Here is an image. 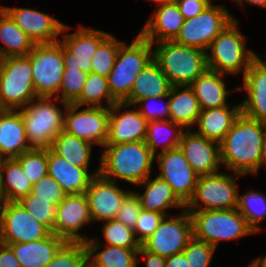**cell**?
I'll return each instance as SVG.
<instances>
[{
    "label": "cell",
    "instance_id": "6da1fadb",
    "mask_svg": "<svg viewBox=\"0 0 266 267\" xmlns=\"http://www.w3.org/2000/svg\"><path fill=\"white\" fill-rule=\"evenodd\" d=\"M265 126L240 113L220 142V159L226 171L244 176L258 174Z\"/></svg>",
    "mask_w": 266,
    "mask_h": 267
},
{
    "label": "cell",
    "instance_id": "7a4b0ae2",
    "mask_svg": "<svg viewBox=\"0 0 266 267\" xmlns=\"http://www.w3.org/2000/svg\"><path fill=\"white\" fill-rule=\"evenodd\" d=\"M102 148L99 174L104 178L138 185L151 176L155 155L144 141L105 144Z\"/></svg>",
    "mask_w": 266,
    "mask_h": 267
},
{
    "label": "cell",
    "instance_id": "3957f363",
    "mask_svg": "<svg viewBox=\"0 0 266 267\" xmlns=\"http://www.w3.org/2000/svg\"><path fill=\"white\" fill-rule=\"evenodd\" d=\"M153 60L172 86H190L206 69V52L174 41L152 43Z\"/></svg>",
    "mask_w": 266,
    "mask_h": 267
},
{
    "label": "cell",
    "instance_id": "277c9868",
    "mask_svg": "<svg viewBox=\"0 0 266 267\" xmlns=\"http://www.w3.org/2000/svg\"><path fill=\"white\" fill-rule=\"evenodd\" d=\"M239 20H234L211 42L206 51L207 68L221 74L245 72L255 60V52L246 48V36L239 30ZM210 49V51H209Z\"/></svg>",
    "mask_w": 266,
    "mask_h": 267
},
{
    "label": "cell",
    "instance_id": "5b68a950",
    "mask_svg": "<svg viewBox=\"0 0 266 267\" xmlns=\"http://www.w3.org/2000/svg\"><path fill=\"white\" fill-rule=\"evenodd\" d=\"M38 100V101H37ZM18 109L25 126L26 140L31 149H47L63 131L64 112L55 97H37ZM35 101V102H34Z\"/></svg>",
    "mask_w": 266,
    "mask_h": 267
},
{
    "label": "cell",
    "instance_id": "8992f818",
    "mask_svg": "<svg viewBox=\"0 0 266 267\" xmlns=\"http://www.w3.org/2000/svg\"><path fill=\"white\" fill-rule=\"evenodd\" d=\"M153 60V45L139 33L130 45L124 42L108 75L111 95L123 102L130 94L138 74Z\"/></svg>",
    "mask_w": 266,
    "mask_h": 267
},
{
    "label": "cell",
    "instance_id": "52a82bcc",
    "mask_svg": "<svg viewBox=\"0 0 266 267\" xmlns=\"http://www.w3.org/2000/svg\"><path fill=\"white\" fill-rule=\"evenodd\" d=\"M193 222V236L217 248L219 242L256 233L238 208L228 210L188 211Z\"/></svg>",
    "mask_w": 266,
    "mask_h": 267
},
{
    "label": "cell",
    "instance_id": "ba28073f",
    "mask_svg": "<svg viewBox=\"0 0 266 267\" xmlns=\"http://www.w3.org/2000/svg\"><path fill=\"white\" fill-rule=\"evenodd\" d=\"M28 56L0 59V109L18 110L37 98Z\"/></svg>",
    "mask_w": 266,
    "mask_h": 267
},
{
    "label": "cell",
    "instance_id": "9c48e42d",
    "mask_svg": "<svg viewBox=\"0 0 266 267\" xmlns=\"http://www.w3.org/2000/svg\"><path fill=\"white\" fill-rule=\"evenodd\" d=\"M244 176L223 171L199 176L192 199L186 205L187 211L228 210L238 208L239 189L234 177Z\"/></svg>",
    "mask_w": 266,
    "mask_h": 267
},
{
    "label": "cell",
    "instance_id": "30bf717a",
    "mask_svg": "<svg viewBox=\"0 0 266 267\" xmlns=\"http://www.w3.org/2000/svg\"><path fill=\"white\" fill-rule=\"evenodd\" d=\"M31 60L33 86L38 97H57L64 73L63 45L35 44L27 55Z\"/></svg>",
    "mask_w": 266,
    "mask_h": 267
},
{
    "label": "cell",
    "instance_id": "8fae6325",
    "mask_svg": "<svg viewBox=\"0 0 266 267\" xmlns=\"http://www.w3.org/2000/svg\"><path fill=\"white\" fill-rule=\"evenodd\" d=\"M234 20L238 19L225 6L211 3L194 18L186 19L173 41L206 52L214 38Z\"/></svg>",
    "mask_w": 266,
    "mask_h": 267
},
{
    "label": "cell",
    "instance_id": "7c38bea8",
    "mask_svg": "<svg viewBox=\"0 0 266 267\" xmlns=\"http://www.w3.org/2000/svg\"><path fill=\"white\" fill-rule=\"evenodd\" d=\"M192 237L193 222L191 214L185 209L178 216H165L141 246L151 253L167 258L182 253Z\"/></svg>",
    "mask_w": 266,
    "mask_h": 267
},
{
    "label": "cell",
    "instance_id": "4fadbf2b",
    "mask_svg": "<svg viewBox=\"0 0 266 267\" xmlns=\"http://www.w3.org/2000/svg\"><path fill=\"white\" fill-rule=\"evenodd\" d=\"M51 231L19 202H2L0 205V242L6 245L42 240Z\"/></svg>",
    "mask_w": 266,
    "mask_h": 267
},
{
    "label": "cell",
    "instance_id": "5bb4252c",
    "mask_svg": "<svg viewBox=\"0 0 266 267\" xmlns=\"http://www.w3.org/2000/svg\"><path fill=\"white\" fill-rule=\"evenodd\" d=\"M68 104L64 111L63 131L103 147L107 142L110 108Z\"/></svg>",
    "mask_w": 266,
    "mask_h": 267
},
{
    "label": "cell",
    "instance_id": "9a60e30c",
    "mask_svg": "<svg viewBox=\"0 0 266 267\" xmlns=\"http://www.w3.org/2000/svg\"><path fill=\"white\" fill-rule=\"evenodd\" d=\"M74 33H68L70 27L64 25L59 40L63 45V62L65 68H80L84 73L92 72V57L98 46L111 34L94 28L78 25Z\"/></svg>",
    "mask_w": 266,
    "mask_h": 267
},
{
    "label": "cell",
    "instance_id": "2e32d148",
    "mask_svg": "<svg viewBox=\"0 0 266 267\" xmlns=\"http://www.w3.org/2000/svg\"><path fill=\"white\" fill-rule=\"evenodd\" d=\"M160 169L157 177L166 181L177 197L187 205L192 199L199 175L193 170L180 148L155 155Z\"/></svg>",
    "mask_w": 266,
    "mask_h": 267
},
{
    "label": "cell",
    "instance_id": "e0dca14e",
    "mask_svg": "<svg viewBox=\"0 0 266 267\" xmlns=\"http://www.w3.org/2000/svg\"><path fill=\"white\" fill-rule=\"evenodd\" d=\"M93 222L85 193L66 194L63 201L57 205L53 234L66 242L85 243L89 237L78 231L84 225Z\"/></svg>",
    "mask_w": 266,
    "mask_h": 267
},
{
    "label": "cell",
    "instance_id": "ac0fdd59",
    "mask_svg": "<svg viewBox=\"0 0 266 267\" xmlns=\"http://www.w3.org/2000/svg\"><path fill=\"white\" fill-rule=\"evenodd\" d=\"M115 181L95 175L85 191L92 221L115 219L119 208L131 191H124Z\"/></svg>",
    "mask_w": 266,
    "mask_h": 267
},
{
    "label": "cell",
    "instance_id": "d6986e66",
    "mask_svg": "<svg viewBox=\"0 0 266 267\" xmlns=\"http://www.w3.org/2000/svg\"><path fill=\"white\" fill-rule=\"evenodd\" d=\"M178 147L199 176L220 172V143L190 129L184 131Z\"/></svg>",
    "mask_w": 266,
    "mask_h": 267
},
{
    "label": "cell",
    "instance_id": "ffe728a7",
    "mask_svg": "<svg viewBox=\"0 0 266 267\" xmlns=\"http://www.w3.org/2000/svg\"><path fill=\"white\" fill-rule=\"evenodd\" d=\"M6 13L35 44L55 43L64 23L44 12L22 7H6Z\"/></svg>",
    "mask_w": 266,
    "mask_h": 267
},
{
    "label": "cell",
    "instance_id": "44dd1931",
    "mask_svg": "<svg viewBox=\"0 0 266 267\" xmlns=\"http://www.w3.org/2000/svg\"><path fill=\"white\" fill-rule=\"evenodd\" d=\"M131 107L125 102H116L110 107L106 144L145 141L148 121L138 109L124 110Z\"/></svg>",
    "mask_w": 266,
    "mask_h": 267
},
{
    "label": "cell",
    "instance_id": "7402d4cb",
    "mask_svg": "<svg viewBox=\"0 0 266 267\" xmlns=\"http://www.w3.org/2000/svg\"><path fill=\"white\" fill-rule=\"evenodd\" d=\"M247 92L241 104V113L266 125V68L255 59L243 76L242 86L235 88Z\"/></svg>",
    "mask_w": 266,
    "mask_h": 267
},
{
    "label": "cell",
    "instance_id": "603a6c76",
    "mask_svg": "<svg viewBox=\"0 0 266 267\" xmlns=\"http://www.w3.org/2000/svg\"><path fill=\"white\" fill-rule=\"evenodd\" d=\"M154 10V14L150 16L139 34L151 44L173 41L185 21L178 4L175 0H170Z\"/></svg>",
    "mask_w": 266,
    "mask_h": 267
},
{
    "label": "cell",
    "instance_id": "cb8c5ba5",
    "mask_svg": "<svg viewBox=\"0 0 266 267\" xmlns=\"http://www.w3.org/2000/svg\"><path fill=\"white\" fill-rule=\"evenodd\" d=\"M89 169L73 165L48 148V176L54 178L66 194L85 193L92 178L99 174V167L93 173H89Z\"/></svg>",
    "mask_w": 266,
    "mask_h": 267
},
{
    "label": "cell",
    "instance_id": "d4e9b609",
    "mask_svg": "<svg viewBox=\"0 0 266 267\" xmlns=\"http://www.w3.org/2000/svg\"><path fill=\"white\" fill-rule=\"evenodd\" d=\"M29 150L20 111L0 109V156L16 158Z\"/></svg>",
    "mask_w": 266,
    "mask_h": 267
},
{
    "label": "cell",
    "instance_id": "484cf974",
    "mask_svg": "<svg viewBox=\"0 0 266 267\" xmlns=\"http://www.w3.org/2000/svg\"><path fill=\"white\" fill-rule=\"evenodd\" d=\"M65 243L64 239L51 232L42 240L14 243L9 246L21 267H46Z\"/></svg>",
    "mask_w": 266,
    "mask_h": 267
},
{
    "label": "cell",
    "instance_id": "4316f807",
    "mask_svg": "<svg viewBox=\"0 0 266 267\" xmlns=\"http://www.w3.org/2000/svg\"><path fill=\"white\" fill-rule=\"evenodd\" d=\"M241 113V104L201 110L195 132L209 140L220 143Z\"/></svg>",
    "mask_w": 266,
    "mask_h": 267
},
{
    "label": "cell",
    "instance_id": "83f0119b",
    "mask_svg": "<svg viewBox=\"0 0 266 267\" xmlns=\"http://www.w3.org/2000/svg\"><path fill=\"white\" fill-rule=\"evenodd\" d=\"M138 185L145 186L143 194L136 192L140 198L142 210L169 216L167 211L170 207L186 209V205L177 197L171 186L159 177L152 179L149 176Z\"/></svg>",
    "mask_w": 266,
    "mask_h": 267
},
{
    "label": "cell",
    "instance_id": "f1b7e54d",
    "mask_svg": "<svg viewBox=\"0 0 266 267\" xmlns=\"http://www.w3.org/2000/svg\"><path fill=\"white\" fill-rule=\"evenodd\" d=\"M172 85L159 65L152 60L136 77L129 96L123 101L132 106L147 97L169 95Z\"/></svg>",
    "mask_w": 266,
    "mask_h": 267
},
{
    "label": "cell",
    "instance_id": "f546056e",
    "mask_svg": "<svg viewBox=\"0 0 266 267\" xmlns=\"http://www.w3.org/2000/svg\"><path fill=\"white\" fill-rule=\"evenodd\" d=\"M227 75L206 69L191 85L201 110L220 108L229 105L224 78Z\"/></svg>",
    "mask_w": 266,
    "mask_h": 267
},
{
    "label": "cell",
    "instance_id": "4dcf8cb0",
    "mask_svg": "<svg viewBox=\"0 0 266 267\" xmlns=\"http://www.w3.org/2000/svg\"><path fill=\"white\" fill-rule=\"evenodd\" d=\"M183 88V89H182ZM169 119L190 130L201 112L199 102L190 86H172L169 92Z\"/></svg>",
    "mask_w": 266,
    "mask_h": 267
},
{
    "label": "cell",
    "instance_id": "1f68e13d",
    "mask_svg": "<svg viewBox=\"0 0 266 267\" xmlns=\"http://www.w3.org/2000/svg\"><path fill=\"white\" fill-rule=\"evenodd\" d=\"M100 238H89L85 242L88 259L97 267H137L139 249H126L104 245ZM103 246V249L101 250ZM99 250V252H98ZM101 250V251H100ZM138 261V262H137Z\"/></svg>",
    "mask_w": 266,
    "mask_h": 267
},
{
    "label": "cell",
    "instance_id": "d6a6232c",
    "mask_svg": "<svg viewBox=\"0 0 266 267\" xmlns=\"http://www.w3.org/2000/svg\"><path fill=\"white\" fill-rule=\"evenodd\" d=\"M33 185L26 178L15 158H5L2 165L0 199L2 202H19L31 193Z\"/></svg>",
    "mask_w": 266,
    "mask_h": 267
},
{
    "label": "cell",
    "instance_id": "836d02e7",
    "mask_svg": "<svg viewBox=\"0 0 266 267\" xmlns=\"http://www.w3.org/2000/svg\"><path fill=\"white\" fill-rule=\"evenodd\" d=\"M184 131L185 129L181 125L170 119L148 121L144 142L156 155L159 147L162 148L159 153L178 148Z\"/></svg>",
    "mask_w": 266,
    "mask_h": 267
},
{
    "label": "cell",
    "instance_id": "e575fe53",
    "mask_svg": "<svg viewBox=\"0 0 266 267\" xmlns=\"http://www.w3.org/2000/svg\"><path fill=\"white\" fill-rule=\"evenodd\" d=\"M0 59L8 56H27L35 42L5 13L0 19Z\"/></svg>",
    "mask_w": 266,
    "mask_h": 267
},
{
    "label": "cell",
    "instance_id": "d590c367",
    "mask_svg": "<svg viewBox=\"0 0 266 267\" xmlns=\"http://www.w3.org/2000/svg\"><path fill=\"white\" fill-rule=\"evenodd\" d=\"M92 146L90 142L62 131L55 137L50 149L75 166L90 168Z\"/></svg>",
    "mask_w": 266,
    "mask_h": 267
},
{
    "label": "cell",
    "instance_id": "8d00e7d4",
    "mask_svg": "<svg viewBox=\"0 0 266 267\" xmlns=\"http://www.w3.org/2000/svg\"><path fill=\"white\" fill-rule=\"evenodd\" d=\"M110 108L118 102L110 93L107 77L96 73H89L80 96L72 103L74 105Z\"/></svg>",
    "mask_w": 266,
    "mask_h": 267
},
{
    "label": "cell",
    "instance_id": "74e56055",
    "mask_svg": "<svg viewBox=\"0 0 266 267\" xmlns=\"http://www.w3.org/2000/svg\"><path fill=\"white\" fill-rule=\"evenodd\" d=\"M238 210L257 233L261 230L258 223L266 219V195L254 189L243 194L239 192Z\"/></svg>",
    "mask_w": 266,
    "mask_h": 267
},
{
    "label": "cell",
    "instance_id": "f35d334b",
    "mask_svg": "<svg viewBox=\"0 0 266 267\" xmlns=\"http://www.w3.org/2000/svg\"><path fill=\"white\" fill-rule=\"evenodd\" d=\"M21 165L26 178L35 185L41 178L48 175V148L31 149L15 158Z\"/></svg>",
    "mask_w": 266,
    "mask_h": 267
},
{
    "label": "cell",
    "instance_id": "ab89813d",
    "mask_svg": "<svg viewBox=\"0 0 266 267\" xmlns=\"http://www.w3.org/2000/svg\"><path fill=\"white\" fill-rule=\"evenodd\" d=\"M123 43V41L110 34L98 46L96 53L92 57V72L108 77L114 66L119 48Z\"/></svg>",
    "mask_w": 266,
    "mask_h": 267
},
{
    "label": "cell",
    "instance_id": "60d3db41",
    "mask_svg": "<svg viewBox=\"0 0 266 267\" xmlns=\"http://www.w3.org/2000/svg\"><path fill=\"white\" fill-rule=\"evenodd\" d=\"M104 245L118 246L126 249H139L140 243L136 240L134 230L125 226L116 219L102 222Z\"/></svg>",
    "mask_w": 266,
    "mask_h": 267
},
{
    "label": "cell",
    "instance_id": "b9f144b4",
    "mask_svg": "<svg viewBox=\"0 0 266 267\" xmlns=\"http://www.w3.org/2000/svg\"><path fill=\"white\" fill-rule=\"evenodd\" d=\"M87 76L88 74L84 73L80 68H64L62 83L56 97L60 100L64 109L80 96Z\"/></svg>",
    "mask_w": 266,
    "mask_h": 267
},
{
    "label": "cell",
    "instance_id": "7bdbcfd3",
    "mask_svg": "<svg viewBox=\"0 0 266 267\" xmlns=\"http://www.w3.org/2000/svg\"><path fill=\"white\" fill-rule=\"evenodd\" d=\"M87 259L85 243L66 242L46 267H82Z\"/></svg>",
    "mask_w": 266,
    "mask_h": 267
},
{
    "label": "cell",
    "instance_id": "ee69618b",
    "mask_svg": "<svg viewBox=\"0 0 266 267\" xmlns=\"http://www.w3.org/2000/svg\"><path fill=\"white\" fill-rule=\"evenodd\" d=\"M19 203L28 211V213L45 225L50 231L56 219L57 205L50 200L37 199L33 194L23 197Z\"/></svg>",
    "mask_w": 266,
    "mask_h": 267
},
{
    "label": "cell",
    "instance_id": "f6af8a7d",
    "mask_svg": "<svg viewBox=\"0 0 266 267\" xmlns=\"http://www.w3.org/2000/svg\"><path fill=\"white\" fill-rule=\"evenodd\" d=\"M215 251L216 248L214 246L193 236L183 253L188 261L189 267H210Z\"/></svg>",
    "mask_w": 266,
    "mask_h": 267
},
{
    "label": "cell",
    "instance_id": "bcb514c9",
    "mask_svg": "<svg viewBox=\"0 0 266 267\" xmlns=\"http://www.w3.org/2000/svg\"><path fill=\"white\" fill-rule=\"evenodd\" d=\"M31 194L37 199L50 200L54 205H59L66 196L60 184L48 175L33 185Z\"/></svg>",
    "mask_w": 266,
    "mask_h": 267
},
{
    "label": "cell",
    "instance_id": "7dc6e473",
    "mask_svg": "<svg viewBox=\"0 0 266 267\" xmlns=\"http://www.w3.org/2000/svg\"><path fill=\"white\" fill-rule=\"evenodd\" d=\"M141 211L140 198L135 191H131L122 202L115 219L134 229Z\"/></svg>",
    "mask_w": 266,
    "mask_h": 267
},
{
    "label": "cell",
    "instance_id": "c3c4849f",
    "mask_svg": "<svg viewBox=\"0 0 266 267\" xmlns=\"http://www.w3.org/2000/svg\"><path fill=\"white\" fill-rule=\"evenodd\" d=\"M164 217V214L157 212L145 210L140 212L135 228L133 229L135 238L140 245L154 233Z\"/></svg>",
    "mask_w": 266,
    "mask_h": 267
},
{
    "label": "cell",
    "instance_id": "681fc988",
    "mask_svg": "<svg viewBox=\"0 0 266 267\" xmlns=\"http://www.w3.org/2000/svg\"><path fill=\"white\" fill-rule=\"evenodd\" d=\"M168 98H169L168 95L159 96V97H147V98L138 100L134 106H137L138 104L140 105L143 104L142 108L139 107L138 111L147 121L167 120L169 119V115H170L169 103H168L169 100H166V103L164 102V105L162 104L163 106L161 105L160 108L157 106L158 104H156L157 108L153 104H155V102L158 100L162 101L163 99L165 100Z\"/></svg>",
    "mask_w": 266,
    "mask_h": 267
},
{
    "label": "cell",
    "instance_id": "f907efd6",
    "mask_svg": "<svg viewBox=\"0 0 266 267\" xmlns=\"http://www.w3.org/2000/svg\"><path fill=\"white\" fill-rule=\"evenodd\" d=\"M179 6L180 12L184 19L194 18L200 14L207 6L211 4V0H175Z\"/></svg>",
    "mask_w": 266,
    "mask_h": 267
},
{
    "label": "cell",
    "instance_id": "816d5d0a",
    "mask_svg": "<svg viewBox=\"0 0 266 267\" xmlns=\"http://www.w3.org/2000/svg\"><path fill=\"white\" fill-rule=\"evenodd\" d=\"M0 267H21L9 245L0 242Z\"/></svg>",
    "mask_w": 266,
    "mask_h": 267
},
{
    "label": "cell",
    "instance_id": "f5cc1de1",
    "mask_svg": "<svg viewBox=\"0 0 266 267\" xmlns=\"http://www.w3.org/2000/svg\"><path fill=\"white\" fill-rule=\"evenodd\" d=\"M146 259V267H165V258L160 255L151 253L140 246L138 256Z\"/></svg>",
    "mask_w": 266,
    "mask_h": 267
},
{
    "label": "cell",
    "instance_id": "db71d44e",
    "mask_svg": "<svg viewBox=\"0 0 266 267\" xmlns=\"http://www.w3.org/2000/svg\"><path fill=\"white\" fill-rule=\"evenodd\" d=\"M165 267H189V265L185 254L182 252L165 258Z\"/></svg>",
    "mask_w": 266,
    "mask_h": 267
},
{
    "label": "cell",
    "instance_id": "11a10c76",
    "mask_svg": "<svg viewBox=\"0 0 266 267\" xmlns=\"http://www.w3.org/2000/svg\"><path fill=\"white\" fill-rule=\"evenodd\" d=\"M237 2L240 7L243 8L244 4H251V5H257L258 7H266V0H233Z\"/></svg>",
    "mask_w": 266,
    "mask_h": 267
},
{
    "label": "cell",
    "instance_id": "9f6ffc18",
    "mask_svg": "<svg viewBox=\"0 0 266 267\" xmlns=\"http://www.w3.org/2000/svg\"><path fill=\"white\" fill-rule=\"evenodd\" d=\"M248 267H266V255L253 259Z\"/></svg>",
    "mask_w": 266,
    "mask_h": 267
},
{
    "label": "cell",
    "instance_id": "6f0895ef",
    "mask_svg": "<svg viewBox=\"0 0 266 267\" xmlns=\"http://www.w3.org/2000/svg\"><path fill=\"white\" fill-rule=\"evenodd\" d=\"M261 165L266 166V126H265L263 144H262V150H261Z\"/></svg>",
    "mask_w": 266,
    "mask_h": 267
},
{
    "label": "cell",
    "instance_id": "680465c9",
    "mask_svg": "<svg viewBox=\"0 0 266 267\" xmlns=\"http://www.w3.org/2000/svg\"><path fill=\"white\" fill-rule=\"evenodd\" d=\"M82 267H97L92 261L87 259Z\"/></svg>",
    "mask_w": 266,
    "mask_h": 267
},
{
    "label": "cell",
    "instance_id": "91938a15",
    "mask_svg": "<svg viewBox=\"0 0 266 267\" xmlns=\"http://www.w3.org/2000/svg\"><path fill=\"white\" fill-rule=\"evenodd\" d=\"M255 59H256L257 62H259L263 67L266 68V59H265V61H263L260 57H258L257 54H255Z\"/></svg>",
    "mask_w": 266,
    "mask_h": 267
},
{
    "label": "cell",
    "instance_id": "94428289",
    "mask_svg": "<svg viewBox=\"0 0 266 267\" xmlns=\"http://www.w3.org/2000/svg\"><path fill=\"white\" fill-rule=\"evenodd\" d=\"M152 2H155L157 6L161 5L162 3L168 2L170 0H150Z\"/></svg>",
    "mask_w": 266,
    "mask_h": 267
},
{
    "label": "cell",
    "instance_id": "6125c7cd",
    "mask_svg": "<svg viewBox=\"0 0 266 267\" xmlns=\"http://www.w3.org/2000/svg\"><path fill=\"white\" fill-rule=\"evenodd\" d=\"M3 160H4V158H2V157L0 156V184H1V173H2Z\"/></svg>",
    "mask_w": 266,
    "mask_h": 267
},
{
    "label": "cell",
    "instance_id": "be15d7a7",
    "mask_svg": "<svg viewBox=\"0 0 266 267\" xmlns=\"http://www.w3.org/2000/svg\"><path fill=\"white\" fill-rule=\"evenodd\" d=\"M6 13V7H0V19Z\"/></svg>",
    "mask_w": 266,
    "mask_h": 267
}]
</instances>
